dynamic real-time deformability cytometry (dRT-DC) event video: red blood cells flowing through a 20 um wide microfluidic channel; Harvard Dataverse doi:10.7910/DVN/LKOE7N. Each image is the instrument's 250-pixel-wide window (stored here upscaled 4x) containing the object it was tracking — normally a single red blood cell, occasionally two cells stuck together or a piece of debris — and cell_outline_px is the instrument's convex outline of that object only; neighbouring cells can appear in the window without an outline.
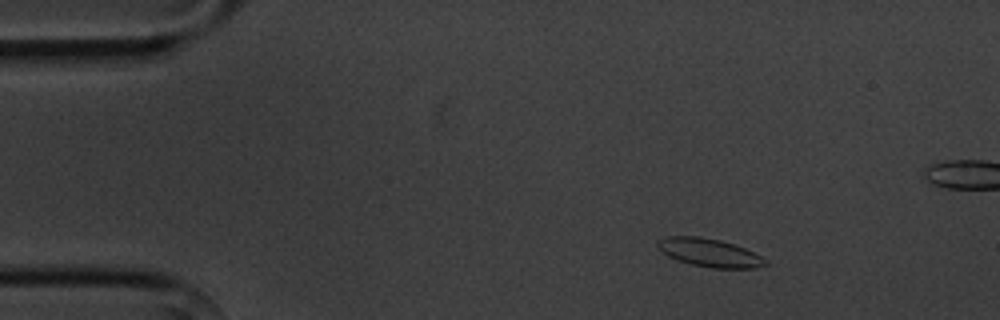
{"species": "common noctule bat (a hibernating species)", "species_latin": "Nyctalus noctula", "temperature_condition": "cold", "stored_images_in_passage": 5, "camera_frame_rate_fps": 3000, "um_per_image_px": 0.085, "animal": {"sex": "male", "body_mass_g": 20.1, "forearm_length_mm": 53.5}, "frame": {"image": 1, "passage_image": 2, "time_ms": 1.0, "image_size_px": [1000, 320], "cell_outline_px": [[768, 264], [756, 268], [712, 268], [692, 264], [676, 260], [660, 252], [656, 248], [656, 244], [660, 240], [668, 236], [700, 236], [720, 240], [744, 248], [768, 260]], "centroid_in_image_um": [60.27, 21.48], "position_along_channel_um": 24.7, "area_um2": 17.74}}